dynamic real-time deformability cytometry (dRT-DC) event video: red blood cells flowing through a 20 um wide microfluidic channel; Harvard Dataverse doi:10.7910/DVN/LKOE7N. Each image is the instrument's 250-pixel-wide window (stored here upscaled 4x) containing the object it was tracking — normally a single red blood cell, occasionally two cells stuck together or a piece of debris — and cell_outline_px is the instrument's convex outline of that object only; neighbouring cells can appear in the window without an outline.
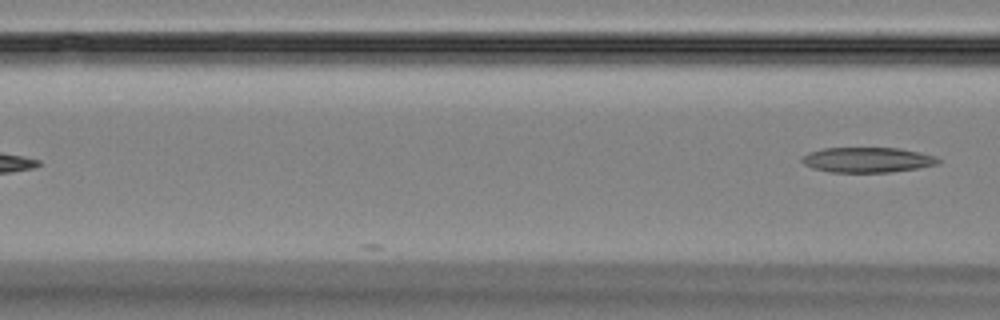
{"species": "Egyptian fruit bat (a non-hibernating species)", "species_latin": "Rousettus aegyptiacus", "temperature_condition": "room temperature", "stored_images_in_passage": 8, "camera_frame_rate_fps": 3000, "um_per_image_px": 0.085, "animal": {"sex": "female"}, "frame": {"image": 1, "passage_image": 8, "time_ms": 8.0, "image_size_px": [1000, 320], "cell_outline_px": [[940, 164], [920, 168], [892, 172], [828, 172], [812, 168], [804, 164], [800, 160], [800, 156], [808, 152], [824, 148], [900, 148], [920, 152], [936, 156], [940, 160]], "centroid_in_image_um": [73.73, 13.59], "position_along_channel_um": 92.9, "area_um2": 20.29}}